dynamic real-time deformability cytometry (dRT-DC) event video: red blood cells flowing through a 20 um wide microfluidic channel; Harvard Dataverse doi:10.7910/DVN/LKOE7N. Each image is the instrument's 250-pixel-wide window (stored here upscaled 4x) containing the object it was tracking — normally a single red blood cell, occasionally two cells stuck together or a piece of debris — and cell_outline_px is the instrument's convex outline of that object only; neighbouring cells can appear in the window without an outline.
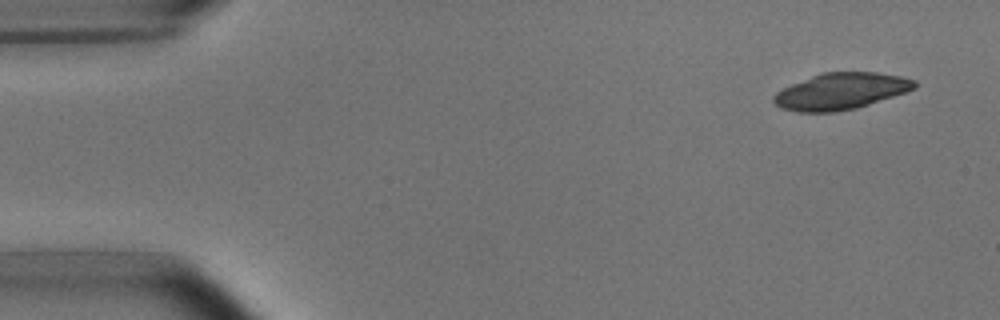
{"species": "common noctule bat (a hibernating species)", "species_latin": "Nyctalus noctula", "temperature_condition": "room temperature", "stored_images_in_passage": 5, "camera_frame_rate_fps": 3000, "um_per_image_px": 0.085, "animal": {"sex": "male", "body_mass_g": 15.6}, "frame": {"image": 1, "passage_image": 1, "time_ms": 0.0, "image_size_px": [1000, 320], "cell_outline_px": [[916, 88], [856, 108], [836, 112], [796, 112], [780, 108], [772, 100], [772, 96], [776, 92], [792, 84], [812, 76], [824, 72], [876, 72], [900, 76], [916, 80]], "centroid_in_image_um": [71.44, 7.76], "position_along_channel_um": 13.6, "area_um2": 29.71}}